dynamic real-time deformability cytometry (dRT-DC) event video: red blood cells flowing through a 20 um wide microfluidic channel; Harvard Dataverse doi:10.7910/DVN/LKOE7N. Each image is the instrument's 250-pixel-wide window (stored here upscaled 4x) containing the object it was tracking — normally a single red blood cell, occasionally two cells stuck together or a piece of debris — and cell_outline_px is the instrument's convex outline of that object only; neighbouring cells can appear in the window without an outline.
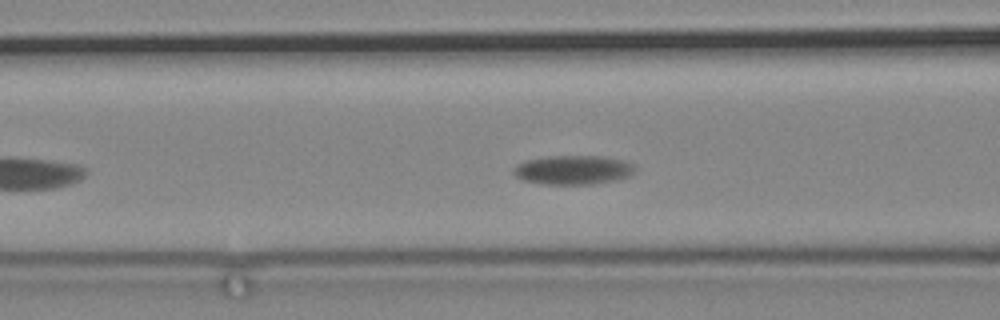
{"species": "common noctule bat (a hibernating species)", "species_latin": "Nyctalus noctula", "temperature_condition": "cold", "stored_images_in_passage": 44, "camera_frame_rate_fps": 3000, "um_per_image_px": 0.085, "animal": {"sex": "male", "body_mass_g": 19.2, "forearm_length_mm": 51.8}, "frame": {"image": 1, "passage_image": 7, "time_ms": 2.0, "image_size_px": [1000, 320], "cell_outline_px": [[636, 168], [628, 176], [616, 180], [592, 184], [540, 184], [520, 180], [512, 172], [512, 168], [516, 164], [524, 160], [548, 156], [604, 156], [624, 160], [632, 164]], "centroid_in_image_um": [48.65, 14.44], "position_along_channel_um": 118.0, "area_um2": 20.87}}
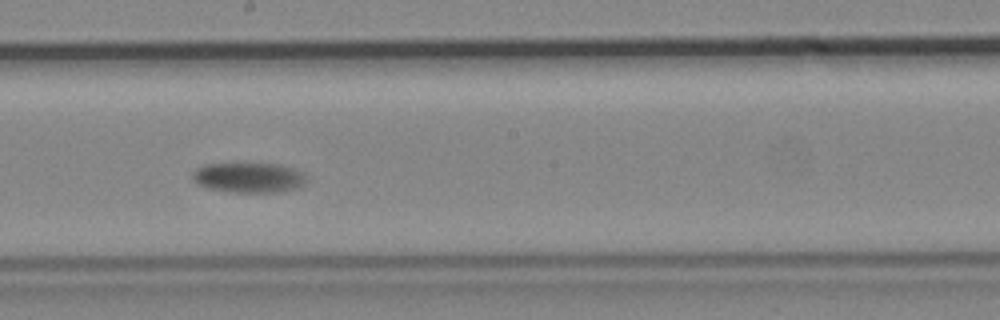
{"frame": {"image": 2, "passage_image": 18, "time_ms": 5.667, "image_size_px": [1000, 320], "cell_outline_px": [[304, 184], [296, 188], [284, 192], [232, 192], [208, 188], [192, 180], [192, 172], [196, 168], [204, 164], [236, 160], [280, 164], [292, 168], [300, 172], [304, 176]], "centroid_in_image_um": [21.07, 15.03], "position_along_channel_um": 227.1, "area_um2": 20.87}}
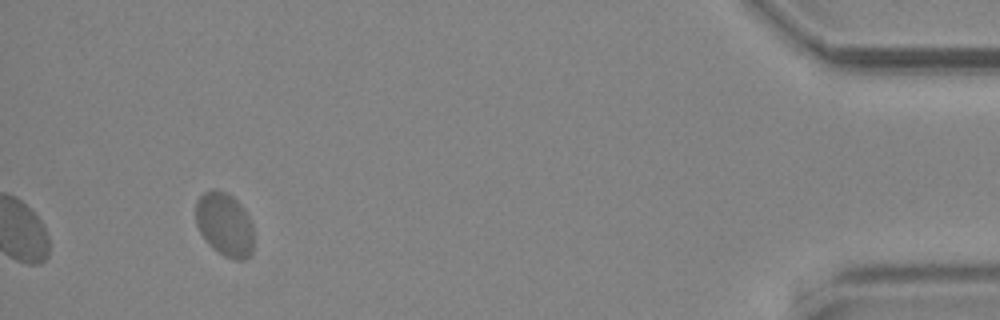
{"frame": {"image": 3, "passage_image": 44, "time_ms": 14.333, "image_size_px": [1000, 320], "cell_outline_px": [[252, 252], [244, 260], [232, 260], [224, 256], [212, 248], [208, 244], [200, 232], [196, 224], [196, 200], [204, 192], [212, 188], [224, 192], [232, 196], [240, 204], [248, 216], [252, 224]], "centroid_in_image_um": [19.07, 19.08], "position_along_channel_um": 416.1, "area_um2": 21.5}}